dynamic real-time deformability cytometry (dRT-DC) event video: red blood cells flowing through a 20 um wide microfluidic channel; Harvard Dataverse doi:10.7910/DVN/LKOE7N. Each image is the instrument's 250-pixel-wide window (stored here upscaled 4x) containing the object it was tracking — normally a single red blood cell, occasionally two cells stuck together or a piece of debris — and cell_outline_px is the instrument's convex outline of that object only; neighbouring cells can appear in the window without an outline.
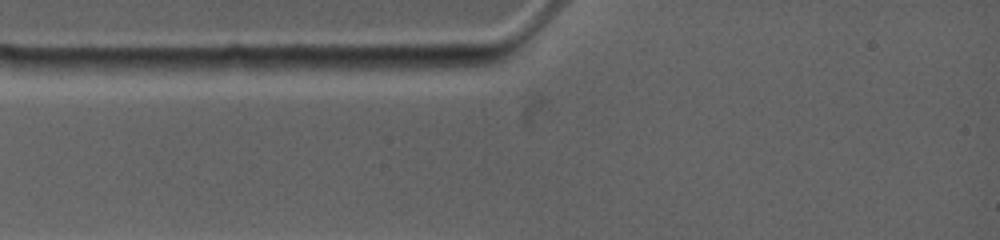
{"species": "common noctule bat (a hibernating species)", "species_latin": "Nyctalus noctula", "temperature_condition": "warm", "stored_images_in_passage": 3, "camera_frame_rate_fps": 4500, "um_per_image_px": 0.085, "animal": {"sex": "female", "body_mass_g": 19.0, "forearm_length_mm": 53.3}, "frame": {"image": 1, "passage_image": 1, "time_ms": 0.0, "image_size_px": [1000, 240], "cell_outline_px": [[312, 68], [256, 76], [212, 68], [220, 60], [228, 56], [304, 56]], "centroid_in_image_um": [22.3, 5.49], "position_along_channel_um": 62.7, "area_um2": 10.64}}